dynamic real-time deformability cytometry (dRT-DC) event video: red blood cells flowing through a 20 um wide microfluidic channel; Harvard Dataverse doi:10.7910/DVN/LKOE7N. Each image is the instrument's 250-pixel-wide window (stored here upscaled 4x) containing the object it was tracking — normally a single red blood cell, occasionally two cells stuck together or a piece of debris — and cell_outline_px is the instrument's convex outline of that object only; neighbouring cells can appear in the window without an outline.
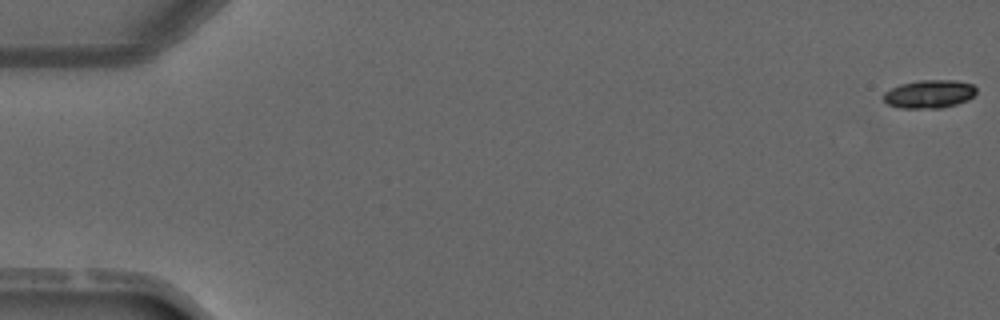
{"species": "common noctule bat (a hibernating species)", "species_latin": "Nyctalus noctula", "temperature_condition": "warm", "stored_images_in_passage": 3, "camera_frame_rate_fps": 3000, "um_per_image_px": 0.085, "animal": {"sex": "male", "forearm_length_mm": 52.5}, "frame": {"image": 1, "passage_image": 1, "time_ms": 0.0, "image_size_px": [1000, 320], "cell_outline_px": [[976, 92], [968, 100], [956, 104], [940, 108], [900, 108], [888, 104], [884, 100], [884, 92], [900, 84], [920, 80], [956, 80], [972, 84], [976, 88]], "centroid_in_image_um": [78.99, 7.99], "position_along_channel_um": 6.0, "area_um2": 15.2}}